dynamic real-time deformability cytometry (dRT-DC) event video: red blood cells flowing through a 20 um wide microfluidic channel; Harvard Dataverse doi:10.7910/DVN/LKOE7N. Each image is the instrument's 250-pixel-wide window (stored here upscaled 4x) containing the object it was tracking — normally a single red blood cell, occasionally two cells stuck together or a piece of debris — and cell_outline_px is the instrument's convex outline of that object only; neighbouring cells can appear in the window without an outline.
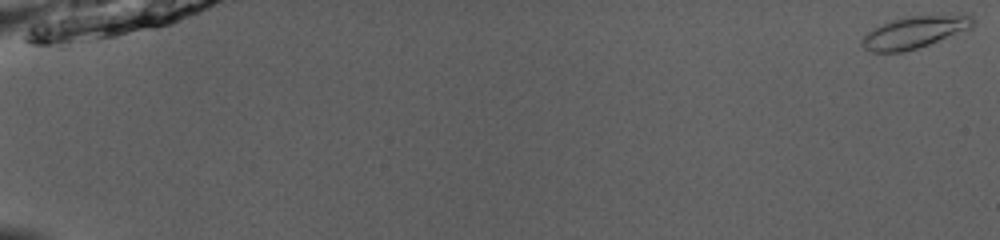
{"species": "common noctule bat (a hibernating species)", "species_latin": "Nyctalus noctula", "temperature_condition": "room temperature", "stored_images_in_passage": 20, "camera_frame_rate_fps": 3000, "um_per_image_px": 0.085, "animal": {"sex": "male", "body_mass_g": 13.0, "forearm_length_mm": 53.1}, "frame": {"image": 1, "passage_image": 1, "time_ms": 0.0, "image_size_px": [1000, 240], "cell_outline_px": [[976, 24], [972, 28], [928, 44], [904, 52], [872, 52], [864, 48], [860, 44], [860, 40], [872, 28], [892, 20], [908, 16], [968, 12], [972, 16]], "centroid_in_image_um": [77.8, 2.69], "position_along_channel_um": 7.2, "area_um2": 21.21}}